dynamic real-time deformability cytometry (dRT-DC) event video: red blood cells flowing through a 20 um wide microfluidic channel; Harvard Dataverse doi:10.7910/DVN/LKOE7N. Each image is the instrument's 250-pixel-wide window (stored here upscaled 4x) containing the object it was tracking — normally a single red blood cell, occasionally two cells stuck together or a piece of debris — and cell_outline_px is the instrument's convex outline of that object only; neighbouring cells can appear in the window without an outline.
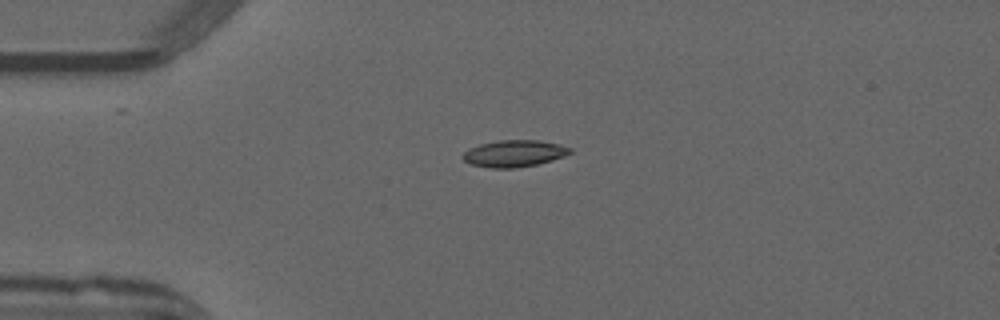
{"species": "common noctule bat (a hibernating species)", "species_latin": "Nyctalus noctula", "temperature_condition": "warm", "stored_images_in_passage": 36, "camera_frame_rate_fps": 3000, "um_per_image_px": 0.085, "animal": {"sex": "male", "forearm_length_mm": 52.5}, "frame": {"image": 1, "passage_image": 1, "time_ms": 0.0, "image_size_px": [1000, 320], "cell_outline_px": [[572, 152], [564, 156], [552, 160], [536, 164], [512, 168], [492, 168], [472, 164], [464, 160], [460, 156], [468, 148], [480, 144], [500, 140], [540, 140], [560, 144], [572, 148]], "centroid_in_image_um": [43.71, 13.03], "position_along_channel_um": 41.3, "area_um2": 16.7}}
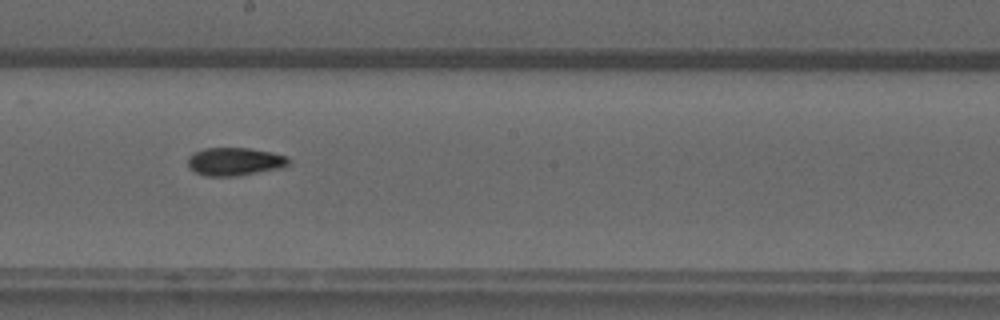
{"frame": {"image": 2, "passage_image": 17, "time_ms": 5.333, "image_size_px": [1000, 320], "cell_outline_px": [[288, 164], [284, 168], [240, 176], [204, 176], [188, 168], [188, 156], [204, 148], [248, 148], [272, 152], [288, 156]], "centroid_in_image_um": [19.97, 13.74], "position_along_channel_um": 228.2, "area_um2": 16.7}}
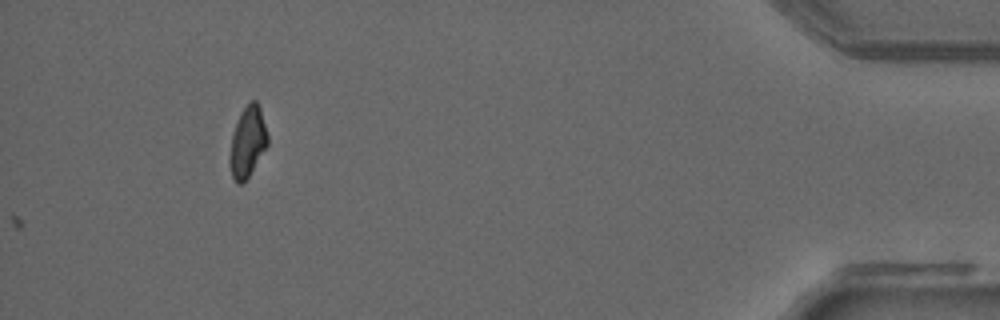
{"frame": {"image": 3, "passage_image": 36, "time_ms": 11.667, "image_size_px": [1000, 320], "cell_outline_px": [[268, 144], [248, 176], [240, 184], [236, 184], [232, 176], [228, 160], [232, 136], [240, 112], [252, 100], [256, 100], [260, 108], [268, 136]], "centroid_in_image_um": [21.03, 12.07], "position_along_channel_um": 414.2, "area_um2": 15.32}, "authors_computed_cell_mechanics": {"area_um2": 16.184, "velocity_mm_per_s": 4.0042, "shape_relaxation_time_tau1_ms": 10.5167, "shape_relaxation_time_tau2_ms": 10.3958, "deformation_change_tau1": 0.2492, "deformation_change_tau2": 0.1368}}